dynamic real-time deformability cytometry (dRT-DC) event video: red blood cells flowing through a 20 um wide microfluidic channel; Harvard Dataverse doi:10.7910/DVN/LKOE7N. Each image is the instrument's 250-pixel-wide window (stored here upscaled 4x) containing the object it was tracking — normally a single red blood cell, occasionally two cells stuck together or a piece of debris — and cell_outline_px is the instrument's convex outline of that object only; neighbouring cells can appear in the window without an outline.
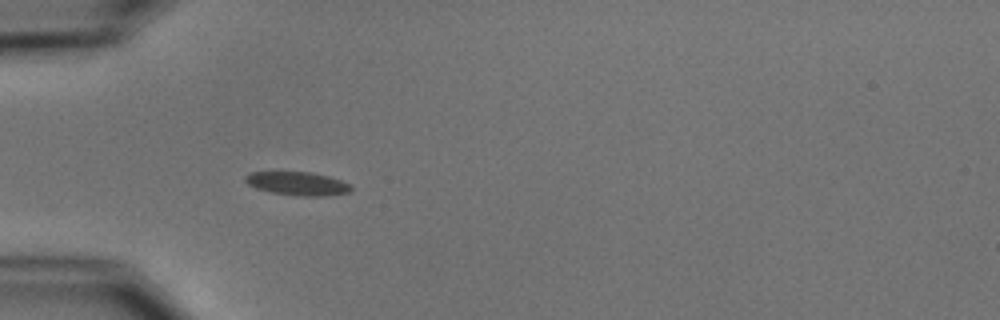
{"species": "common noctule bat (a hibernating species)", "species_latin": "Nyctalus noctula", "temperature_condition": "cold", "stored_images_in_passage": 5, "camera_frame_rate_fps": 3000, "um_per_image_px": 0.085, "animal": {"sex": "male", "body_mass_g": 15.6}, "frame": {"image": 1, "passage_image": 4, "time_ms": 4.667, "image_size_px": [1000, 320], "cell_outline_px": [[352, 188], [348, 192], [324, 196], [300, 196], [272, 192], [256, 188], [248, 184], [244, 180], [244, 176], [248, 172], [312, 172], [328, 176], [340, 180], [348, 184]], "centroid_in_image_um": [25.24, 15.59], "position_along_channel_um": 59.8, "area_um2": 14.33}}